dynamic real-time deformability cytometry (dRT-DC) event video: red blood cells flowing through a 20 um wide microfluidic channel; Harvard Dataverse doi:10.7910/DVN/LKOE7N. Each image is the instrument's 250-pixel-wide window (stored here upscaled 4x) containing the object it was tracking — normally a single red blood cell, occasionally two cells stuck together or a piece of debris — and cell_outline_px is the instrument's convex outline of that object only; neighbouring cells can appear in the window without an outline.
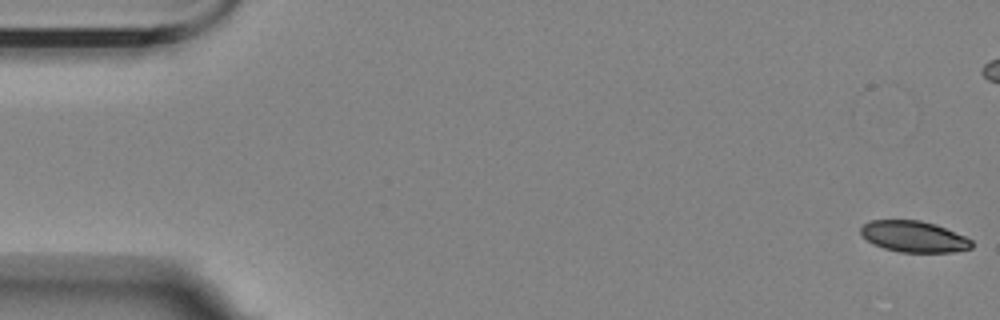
{"species": "Egyptian fruit bat (a non-hibernating species)", "species_latin": "Rousettus aegyptiacus", "temperature_condition": "room temperature", "stored_images_in_passage": 33, "camera_frame_rate_fps": 3000, "um_per_image_px": 0.085, "animal": {"sex": "female"}, "frame": {"image": 1, "passage_image": 1, "time_ms": 0.0, "image_size_px": [1000, 320], "cell_outline_px": [[972, 248], [952, 252], [900, 252], [884, 248], [868, 240], [860, 232], [860, 228], [864, 224], [872, 220], [920, 220], [936, 224], [964, 236], [972, 240]], "centroid_in_image_um": [77.7, 20.1], "position_along_channel_um": 7.3, "area_um2": 19.94}}
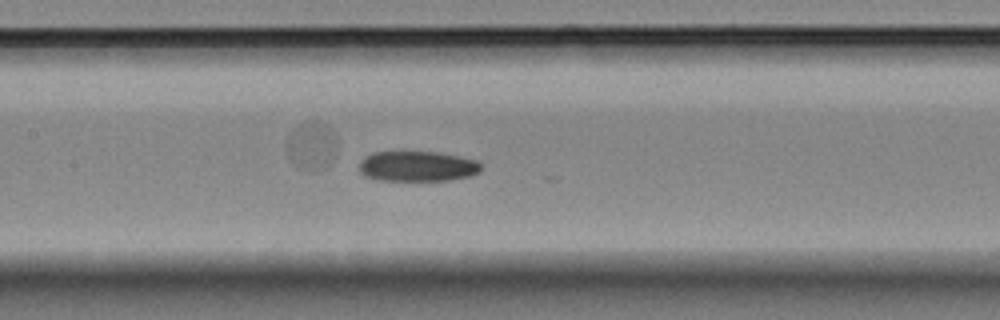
{"frame": {"image": 2, "passage_image": 27, "time_ms": 8.667, "image_size_px": [1000, 320], "cell_outline_px": [[480, 172], [472, 176], [452, 180], [380, 180], [364, 176], [360, 172], [360, 160], [364, 156], [372, 152], [440, 152], [460, 156], [476, 160], [480, 164]], "centroid_in_image_um": [35.48, 14.13], "position_along_channel_um": 171.9, "area_um2": 21.68}}
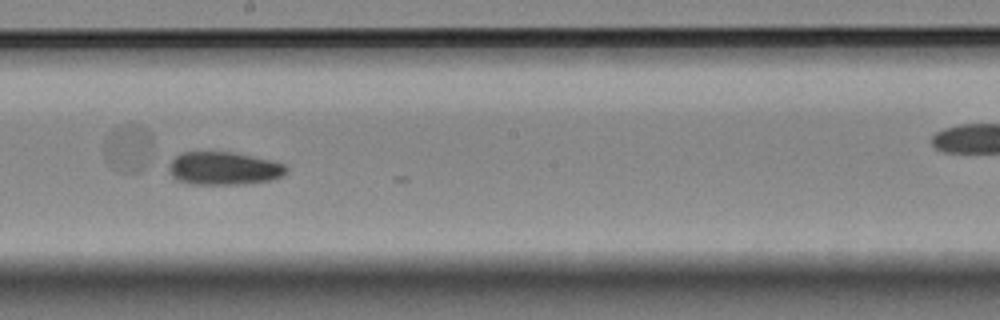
{"frame": {"image": 3, "passage_image": 32, "time_ms": 10.333, "image_size_px": [1000, 320], "cell_outline_px": [[288, 172], [272, 180], [244, 184], [192, 184], [176, 180], [168, 172], [168, 164], [180, 152], [232, 152], [252, 156], [284, 164], [288, 168]], "centroid_in_image_um": [18.99, 14.32], "position_along_channel_um": 229.2, "area_um2": 22.66}}